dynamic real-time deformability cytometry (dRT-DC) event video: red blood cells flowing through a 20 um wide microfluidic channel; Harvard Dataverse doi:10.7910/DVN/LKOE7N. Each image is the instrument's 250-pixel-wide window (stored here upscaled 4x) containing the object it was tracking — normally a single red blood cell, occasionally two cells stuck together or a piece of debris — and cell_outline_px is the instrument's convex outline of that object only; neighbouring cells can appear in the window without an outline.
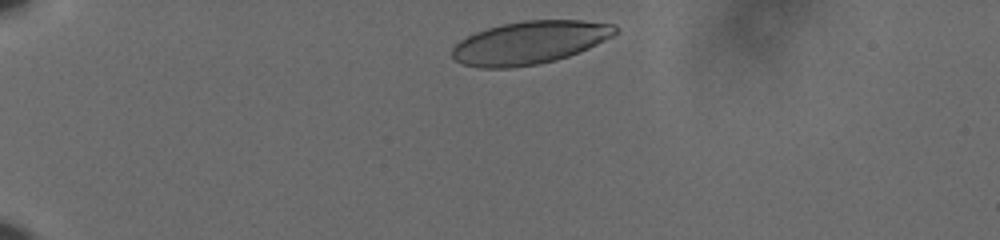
{"species": "human", "species_latin": "Homo sapiens", "temperature_condition": "cold", "stored_images_in_passage": 13, "camera_frame_rate_fps": 3000, "um_per_image_px": 0.085, "donor": {"sex": "male"}, "frame": {"image": 1, "passage_image": 3, "time_ms": 0.667, "image_size_px": [1000, 240], "cell_outline_px": [[620, 32], [580, 52], [556, 60], [536, 64], [512, 68], [480, 68], [460, 64], [452, 56], [452, 48], [460, 40], [476, 32], [488, 28], [504, 24], [524, 20], [584, 20], [616, 24], [620, 28]], "centroid_in_image_um": [45.05, 3.62], "position_along_channel_um": 39.9, "area_um2": 40.98}}
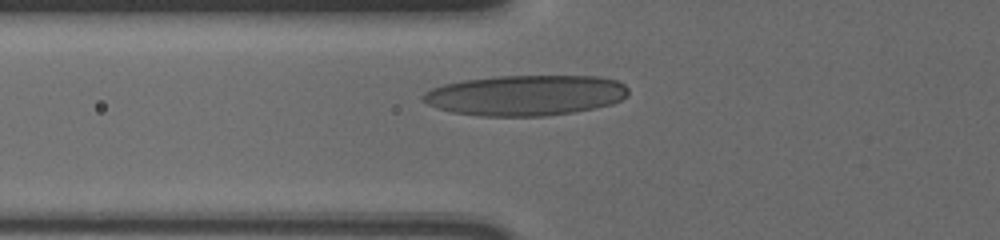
{"frame": {"image": 2, "passage_image": 12, "time_ms": 3.667, "image_size_px": [1000, 240], "cell_outline_px": [[628, 96], [612, 104], [572, 112], [544, 116], [480, 116], [452, 112], [428, 104], [420, 96], [424, 92], [432, 88], [444, 84], [464, 80], [496, 76], [600, 76], [616, 80], [624, 84], [628, 88]], "centroid_in_image_um": [44.69, 8.09], "position_along_channel_um": 81.1, "area_um2": 48.44}}